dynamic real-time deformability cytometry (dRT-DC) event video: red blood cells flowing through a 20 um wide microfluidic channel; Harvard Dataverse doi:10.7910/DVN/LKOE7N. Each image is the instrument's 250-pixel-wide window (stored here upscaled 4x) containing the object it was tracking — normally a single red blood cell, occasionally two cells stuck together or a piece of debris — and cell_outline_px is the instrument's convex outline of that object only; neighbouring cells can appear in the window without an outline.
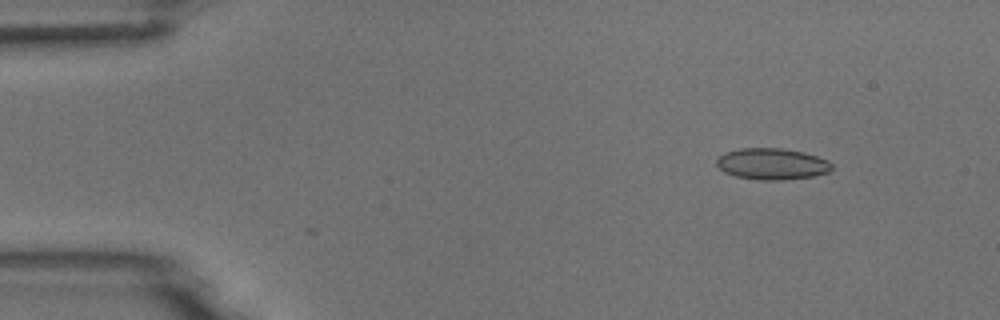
{"species": "common noctule bat (a hibernating species)", "species_latin": "Nyctalus noctula", "temperature_condition": "room temperature", "stored_images_in_passage": 4, "camera_frame_rate_fps": 3000, "um_per_image_px": 0.085, "animal": {"sex": "male", "body_mass_g": 18.8}, "frame": {"image": 1, "passage_image": 2, "time_ms": 1.0, "image_size_px": [1000, 320], "cell_outline_px": [[832, 168], [828, 172], [812, 176], [784, 180], [756, 180], [736, 176], [724, 172], [716, 164], [716, 160], [724, 152], [740, 148], [784, 148], [804, 152], [828, 160], [832, 164]], "centroid_in_image_um": [65.61, 13.93], "position_along_channel_um": 19.4, "area_um2": 21.15}}